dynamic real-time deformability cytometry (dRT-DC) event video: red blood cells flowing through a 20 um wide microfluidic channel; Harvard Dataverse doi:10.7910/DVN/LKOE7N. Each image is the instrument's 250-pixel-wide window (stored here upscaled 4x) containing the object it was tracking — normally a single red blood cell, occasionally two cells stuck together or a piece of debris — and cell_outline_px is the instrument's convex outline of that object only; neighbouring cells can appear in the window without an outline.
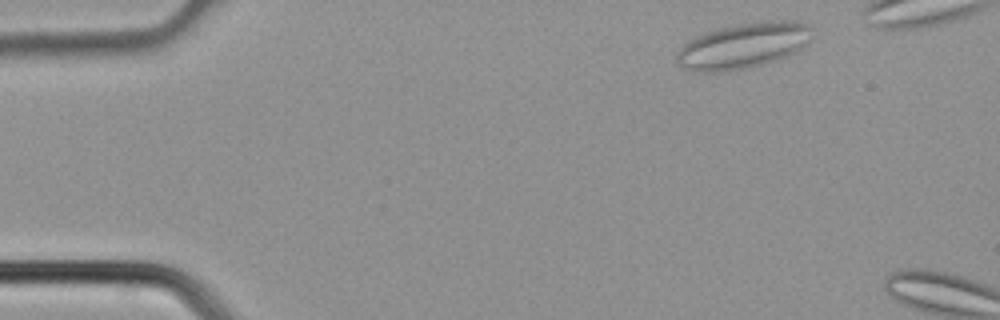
{"species": "common noctule bat (a hibernating species)", "species_latin": "Nyctalus noctula", "temperature_condition": "cold", "stored_images_in_passage": 2, "camera_frame_rate_fps": 3000, "um_per_image_px": 0.085, "animal": {"sex": "male", "body_mass_g": 21.5, "forearm_length_mm": 52.0}, "frame": {"image": 1, "passage_image": 1, "time_ms": 0.0, "image_size_px": [1000, 320], "cell_outline_px": [[812, 24], [808, 40], [804, 48], [784, 56], [760, 64], [740, 68], [716, 72], [696, 72], [684, 68], [676, 60], [676, 52], [684, 40], [704, 32], [716, 28], [736, 24], [764, 20], [800, 20]], "centroid_in_image_um": [63.13, 3.83], "position_along_channel_um": 21.9, "area_um2": 36.18}}